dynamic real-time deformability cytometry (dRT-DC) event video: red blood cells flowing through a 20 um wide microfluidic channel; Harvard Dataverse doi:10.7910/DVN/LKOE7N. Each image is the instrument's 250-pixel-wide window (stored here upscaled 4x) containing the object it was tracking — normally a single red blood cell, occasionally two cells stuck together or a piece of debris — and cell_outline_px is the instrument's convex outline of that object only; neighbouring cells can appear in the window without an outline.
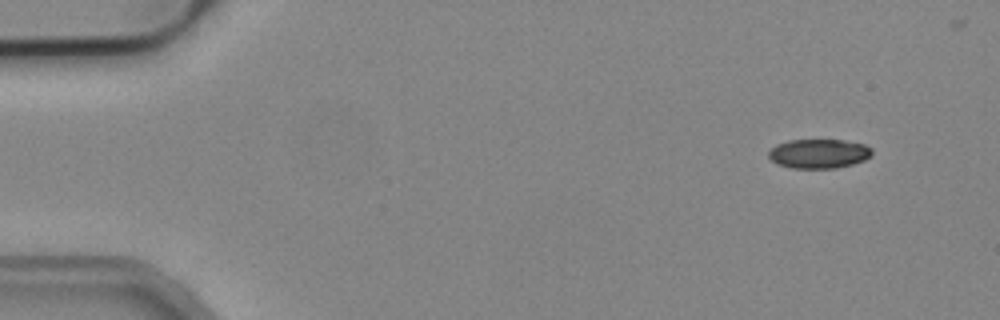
{"species": "common noctule bat (a hibernating species)", "species_latin": "Nyctalus noctula", "temperature_condition": "cold", "stored_images_in_passage": 4, "camera_frame_rate_fps": 3000, "um_per_image_px": 0.085, "animal": {"sex": "male", "body_mass_g": 19.2, "forearm_length_mm": 51.8}, "frame": {"image": 1, "passage_image": 1, "time_ms": 0.0, "image_size_px": [1000, 320], "cell_outline_px": [[872, 156], [864, 160], [852, 164], [836, 168], [792, 168], [776, 164], [768, 156], [768, 152], [776, 144], [788, 140], [844, 140], [864, 144], [872, 148]], "centroid_in_image_um": [69.6, 13.06], "position_along_channel_um": 15.4, "area_um2": 17.74}}
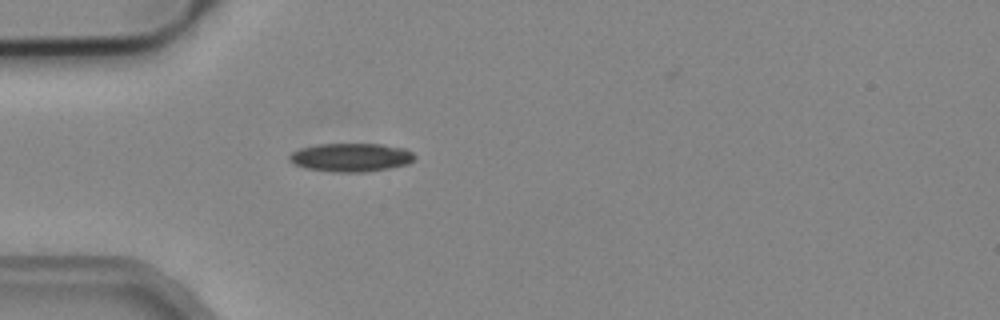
{"frame": {"image": 2, "passage_image": 4, "time_ms": 1.0, "image_size_px": [1000, 320], "cell_outline_px": [[416, 156], [408, 164], [388, 168], [364, 172], [332, 172], [308, 168], [296, 164], [288, 160], [288, 156], [292, 152], [300, 148], [320, 144], [380, 144], [404, 148], [412, 152]], "centroid_in_image_um": [29.83, 13.37], "position_along_channel_um": 55.2, "area_um2": 20.63}}